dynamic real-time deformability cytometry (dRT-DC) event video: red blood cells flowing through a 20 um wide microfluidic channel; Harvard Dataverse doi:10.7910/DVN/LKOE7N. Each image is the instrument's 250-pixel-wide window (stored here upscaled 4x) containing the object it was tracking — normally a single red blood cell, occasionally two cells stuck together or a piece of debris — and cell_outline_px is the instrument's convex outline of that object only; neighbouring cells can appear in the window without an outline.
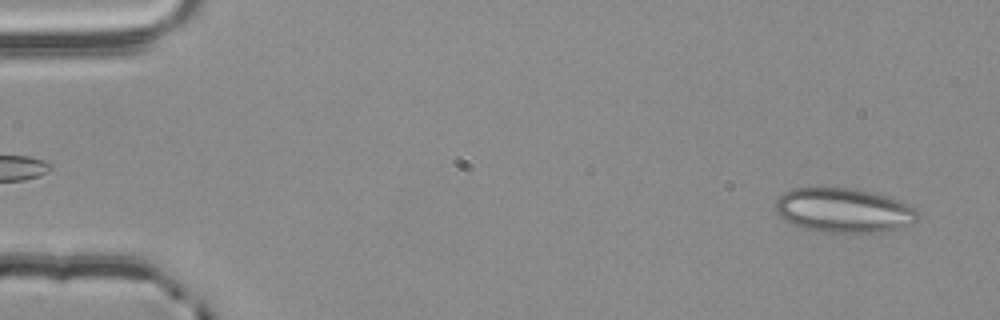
{"species": "common noctule bat (a hibernating species)", "species_latin": "Nyctalus noctula", "temperature_condition": "room temperature", "stored_images_in_passage": 53, "camera_frame_rate_fps": 3000, "um_per_image_px": 0.085, "animal": {"sex": "male", "body_mass_g": 20.4}, "frame": {"image": 1, "passage_image": 2, "time_ms": 0.333, "image_size_px": [1000, 320], "cell_outline_px": [[916, 220], [912, 224], [880, 232], [824, 232], [804, 228], [792, 224], [776, 212], [776, 200], [784, 192], [792, 188], [848, 188], [868, 192], [884, 196], [896, 200], [912, 208], [916, 212]], "centroid_in_image_um": [71.65, 17.88], "position_along_channel_um": 13.4, "area_um2": 35.95}}
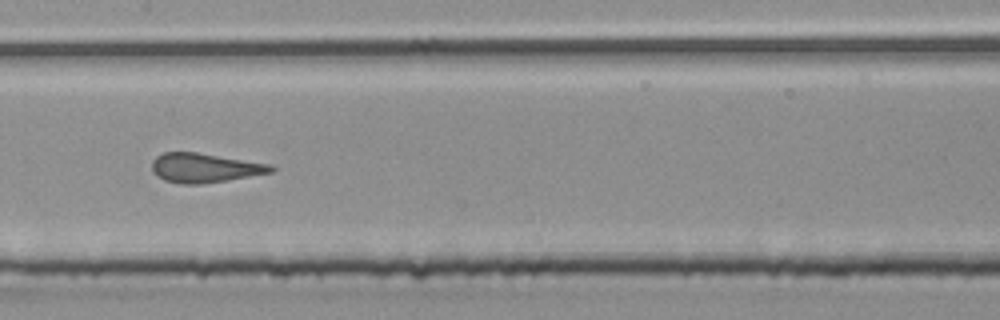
{"frame": {"image": 2, "passage_image": 26, "time_ms": 8.333, "image_size_px": [1000, 320], "cell_outline_px": [[276, 168], [272, 172], [228, 180], [200, 184], [184, 184], [164, 180], [156, 176], [152, 172], [152, 160], [156, 156], [164, 152], [196, 152], [272, 164]], "centroid_in_image_um": [17.38, 14.26], "position_along_channel_um": 190.0, "area_um2": 20.4}}
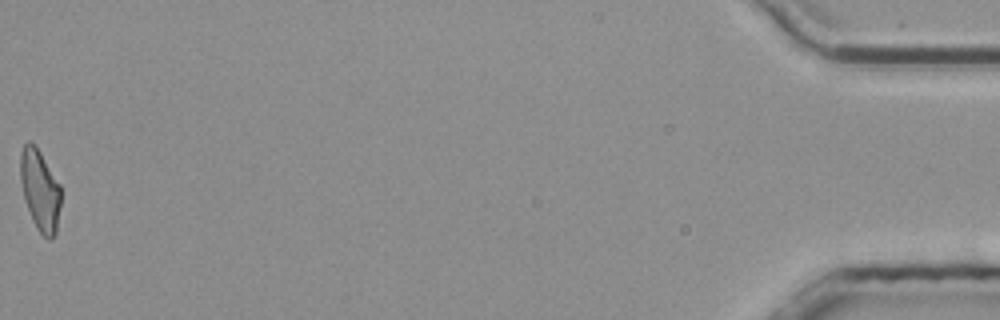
{"frame": {"image": 3, "passage_image": 53, "time_ms": 17.333, "image_size_px": [1000, 320], "cell_outline_px": [[60, 204], [56, 232], [52, 240], [48, 240], [36, 228], [32, 220], [24, 196], [20, 180], [20, 152], [24, 144], [28, 140], [40, 152], [60, 184]], "centroid_in_image_um": [3.39, 16.18], "position_along_channel_um": 431.8, "area_um2": 18.96}, "authors_computed_cell_mechanics": {"area_um2": 20.9814, "velocity_mm_per_s": 3.8725, "shape_relaxation_time_tau1_ms": null, "shape_relaxation_time_tau2_ms": 0.8283, "deformation_change_tau1": null, "deformation_change_tau2": 0.0903}}